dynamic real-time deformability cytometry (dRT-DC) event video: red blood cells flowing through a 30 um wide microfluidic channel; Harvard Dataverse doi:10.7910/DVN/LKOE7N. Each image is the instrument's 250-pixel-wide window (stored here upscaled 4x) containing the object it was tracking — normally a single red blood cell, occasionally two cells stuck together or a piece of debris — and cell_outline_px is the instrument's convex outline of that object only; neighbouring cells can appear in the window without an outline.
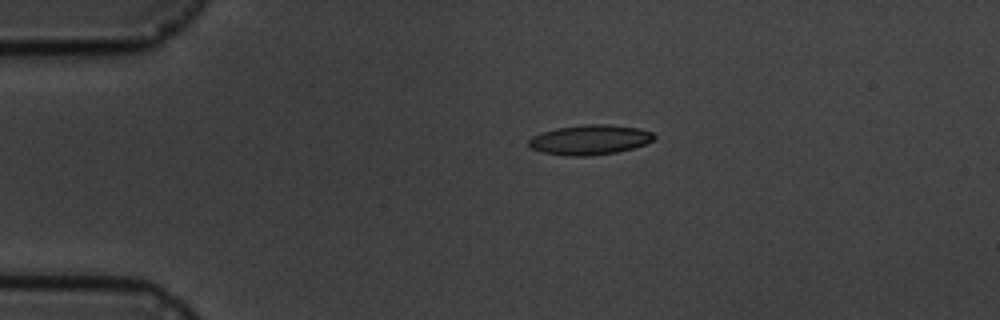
{"species": "common noctule bat (a hibernating species)", "species_latin": "Nyctalus noctula", "temperature_condition": "cold", "stored_images_in_passage": 3, "camera_frame_rate_fps": 3000, "um_per_image_px": 0.085, "animal": {"sex": "male", "body_mass_g": 19.5, "forearm_length_mm": 54.6}, "frame": {"image": 1, "passage_image": 1, "time_ms": 0.0, "image_size_px": [1000, 320], "cell_outline_px": [[656, 136], [652, 140], [644, 144], [632, 148], [616, 152], [588, 156], [568, 156], [540, 152], [528, 148], [528, 140], [532, 136], [540, 132], [556, 128], [584, 124], [608, 124], [636, 128], [652, 132]], "centroid_in_image_um": [50.06, 11.88], "position_along_channel_um": 34.9, "area_um2": 21.91}}
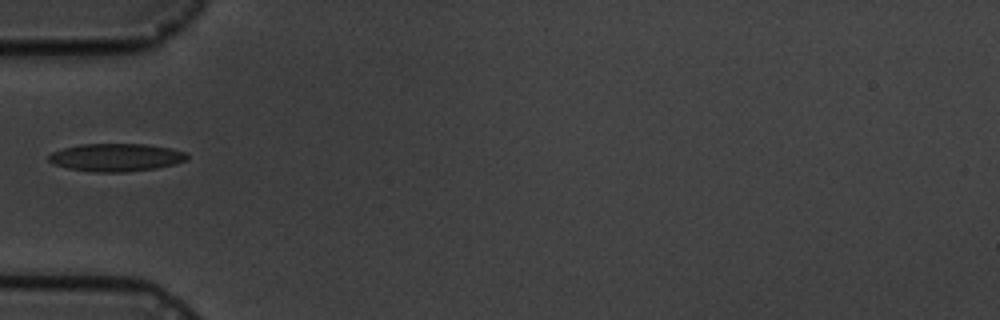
{"frame": {"image": 2, "passage_image": 3, "time_ms": 2.333, "image_size_px": [1000, 320], "cell_outline_px": [[188, 160], [176, 164], [156, 168], [124, 172], [92, 172], [68, 168], [52, 164], [48, 160], [48, 156], [52, 152], [64, 148], [80, 144], [144, 144], [172, 148], [184, 152], [188, 156]], "centroid_in_image_um": [9.87, 13.38], "position_along_channel_um": 75.1, "area_um2": 22.54}}